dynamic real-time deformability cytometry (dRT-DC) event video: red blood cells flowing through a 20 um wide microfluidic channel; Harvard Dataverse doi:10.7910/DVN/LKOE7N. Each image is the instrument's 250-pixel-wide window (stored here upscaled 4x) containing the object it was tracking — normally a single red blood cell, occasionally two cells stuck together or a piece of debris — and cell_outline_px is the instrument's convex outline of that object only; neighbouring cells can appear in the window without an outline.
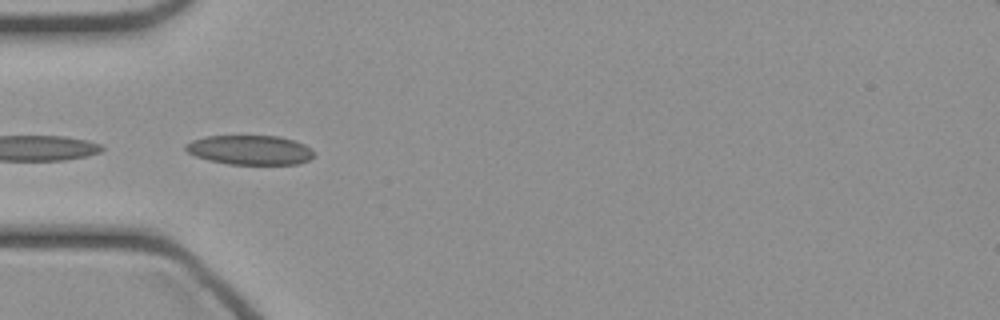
{"species": "common noctule bat (a hibernating species)", "species_latin": "Nyctalus noctula", "temperature_condition": "cold", "stored_images_in_passage": 12, "camera_frame_rate_fps": 3000, "um_per_image_px": 0.085, "animal": {"sex": "female", "body_mass_g": 21.9}, "frame": {"image": 1, "passage_image": 4, "time_ms": 1.0, "image_size_px": [1000, 320], "cell_outline_px": [[316, 152], [308, 160], [300, 164], [228, 164], [208, 160], [196, 156], [188, 152], [184, 148], [184, 144], [192, 140], [204, 136], [280, 136], [304, 144]], "centroid_in_image_um": [21.23, 12.74], "position_along_channel_um": 63.8, "area_um2": 22.08}}